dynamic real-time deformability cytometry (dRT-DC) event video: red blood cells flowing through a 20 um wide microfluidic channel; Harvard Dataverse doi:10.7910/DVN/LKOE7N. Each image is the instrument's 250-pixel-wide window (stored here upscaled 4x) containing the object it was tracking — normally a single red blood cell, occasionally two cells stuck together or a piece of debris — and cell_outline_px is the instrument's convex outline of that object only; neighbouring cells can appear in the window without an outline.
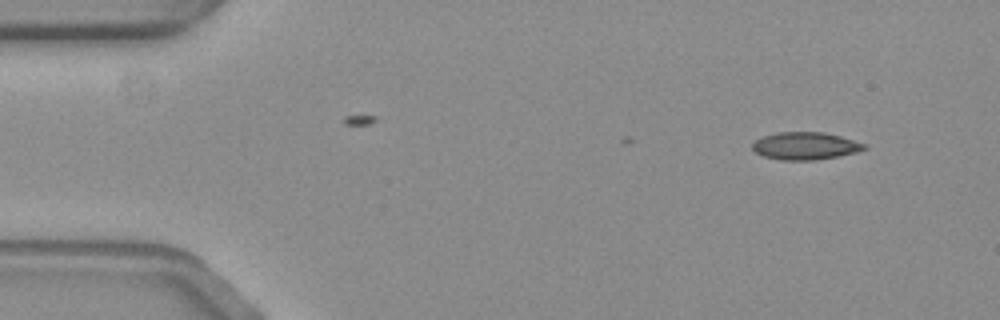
{"species": "common noctule bat (a hibernating species)", "species_latin": "Nyctalus noctula", "temperature_condition": "warm", "stored_images_in_passage": 6, "camera_frame_rate_fps": 3000, "um_per_image_px": 0.085, "animal": {"sex": "female", "body_mass_g": 19.3, "forearm_length_mm": 54.1}, "frame": {"image": 1, "passage_image": 1, "time_ms": 0.0, "image_size_px": [1000, 320], "cell_outline_px": [[868, 148], [836, 156], [812, 160], [780, 160], [764, 156], [756, 152], [752, 148], [752, 144], [756, 140], [764, 136], [776, 132], [824, 132], [840, 136], [864, 144]], "centroid_in_image_um": [68.39, 12.39], "position_along_channel_um": 16.6, "area_um2": 17.57}}